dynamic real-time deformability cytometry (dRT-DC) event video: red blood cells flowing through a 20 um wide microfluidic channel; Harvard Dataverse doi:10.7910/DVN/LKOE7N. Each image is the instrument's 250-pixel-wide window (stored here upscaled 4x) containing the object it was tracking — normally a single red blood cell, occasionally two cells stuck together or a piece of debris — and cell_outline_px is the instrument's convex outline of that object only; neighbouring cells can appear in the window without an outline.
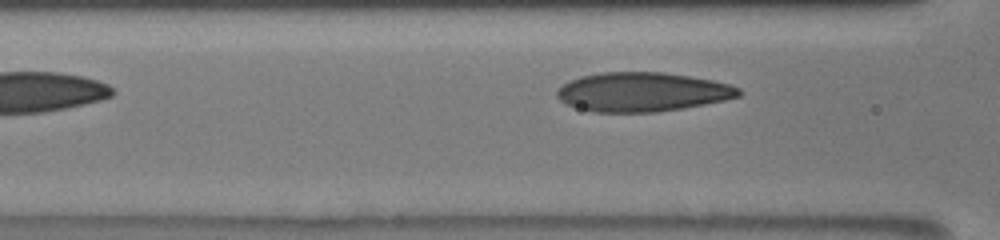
{"species": "human", "species_latin": "Homo sapiens", "temperature_condition": "room temperature", "stored_images_in_passage": 5, "camera_frame_rate_fps": 3000, "um_per_image_px": 0.085, "donor": {"sex": "male"}, "frame": {"image": 1, "passage_image": 5, "time_ms": 2.667, "image_size_px": [1000, 240], "cell_outline_px": [[740, 96], [724, 100], [704, 104], [656, 112], [592, 112], [568, 104], [560, 100], [556, 96], [556, 92], [564, 84], [580, 76], [600, 72], [664, 72], [712, 80], [728, 84], [740, 88]], "centroid_in_image_um": [54.59, 7.81], "position_along_channel_um": 112.0, "area_um2": 41.15}}